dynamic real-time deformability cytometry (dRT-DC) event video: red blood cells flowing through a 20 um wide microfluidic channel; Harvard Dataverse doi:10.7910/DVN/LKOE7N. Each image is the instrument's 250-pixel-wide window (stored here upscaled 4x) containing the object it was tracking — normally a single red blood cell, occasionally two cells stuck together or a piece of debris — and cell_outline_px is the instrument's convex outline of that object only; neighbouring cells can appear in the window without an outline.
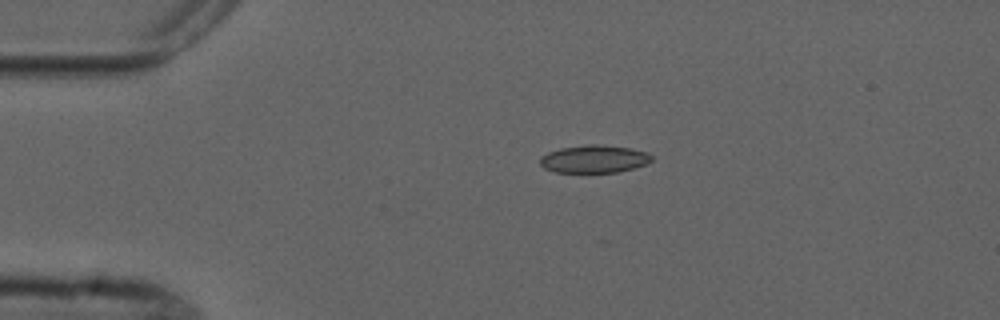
{"species": "common noctule bat (a hibernating species)", "species_latin": "Nyctalus noctula", "temperature_condition": "cold", "stored_images_in_passage": 2, "camera_frame_rate_fps": 3000, "um_per_image_px": 0.085, "animal": {"sex": "male", "forearm_length_mm": 52.5}, "frame": {"image": 1, "passage_image": 1, "time_ms": 0.0, "image_size_px": [1000, 320], "cell_outline_px": [[652, 160], [648, 164], [616, 172], [556, 172], [544, 168], [540, 164], [540, 156], [548, 152], [560, 148], [588, 144], [600, 144], [632, 148], [644, 152], [652, 156]], "centroid_in_image_um": [50.49, 13.5], "position_along_channel_um": 34.5, "area_um2": 18.03}}